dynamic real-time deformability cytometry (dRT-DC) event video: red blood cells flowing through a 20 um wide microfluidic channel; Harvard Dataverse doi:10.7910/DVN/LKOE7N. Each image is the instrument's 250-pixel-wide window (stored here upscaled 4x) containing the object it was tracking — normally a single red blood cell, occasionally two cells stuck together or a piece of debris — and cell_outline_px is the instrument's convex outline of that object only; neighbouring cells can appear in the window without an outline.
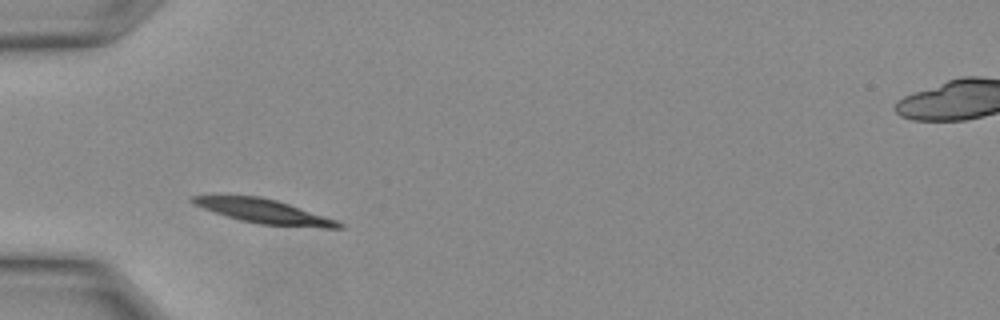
{"species": "Egyptian fruit bat (a non-hibernating species)", "species_latin": "Rousettus aegyptiacus", "temperature_condition": "warm", "stored_images_in_passage": 9, "camera_frame_rate_fps": 3000, "um_per_image_px": 0.085, "animal": {"sex": "female"}, "frame": {"image": 1, "passage_image": 2, "time_ms": 0.333, "image_size_px": [1000, 320], "cell_outline_px": [[344, 228], [324, 228], [260, 224], [240, 220], [204, 208], [188, 200], [192, 196], [260, 196], [276, 200], [336, 220], [344, 224]], "centroid_in_image_um": [22.49, 17.97], "position_along_channel_um": 62.5, "area_um2": 20.0}}
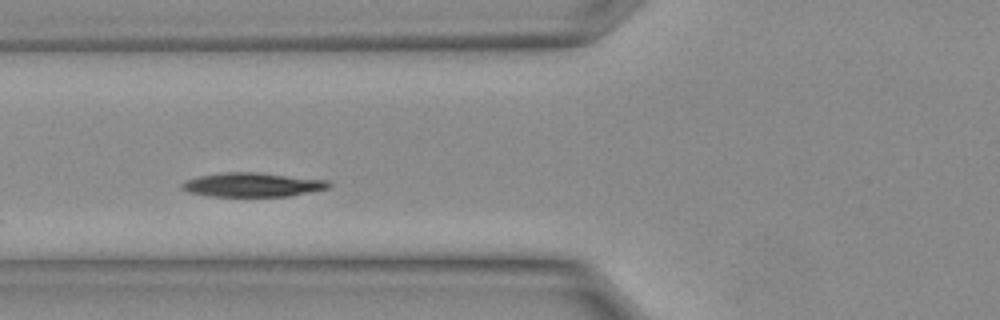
{"frame": {"image": 2, "passage_image": 4, "time_ms": 1.0, "image_size_px": [1000, 320], "cell_outline_px": [[332, 184], [328, 188], [288, 196], [208, 196], [188, 192], [180, 188], [180, 184], [188, 180], [200, 176], [224, 172], [256, 172], [328, 180]], "centroid_in_image_um": [21.44, 15.7], "position_along_channel_um": 104.4, "area_um2": 20.46}}
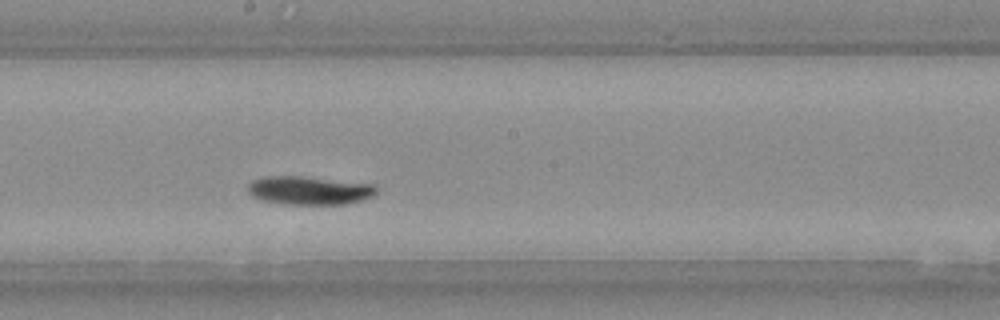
{"frame": {"image": 3, "passage_image": 9, "time_ms": 2.667, "image_size_px": [1000, 320], "cell_outline_px": [[376, 192], [372, 196], [364, 200], [348, 204], [280, 204], [260, 200], [252, 196], [248, 192], [248, 184], [252, 180], [264, 176], [300, 176], [376, 184]], "centroid_in_image_um": [26.28, 16.19], "position_along_channel_um": 221.9, "area_um2": 21.56}}